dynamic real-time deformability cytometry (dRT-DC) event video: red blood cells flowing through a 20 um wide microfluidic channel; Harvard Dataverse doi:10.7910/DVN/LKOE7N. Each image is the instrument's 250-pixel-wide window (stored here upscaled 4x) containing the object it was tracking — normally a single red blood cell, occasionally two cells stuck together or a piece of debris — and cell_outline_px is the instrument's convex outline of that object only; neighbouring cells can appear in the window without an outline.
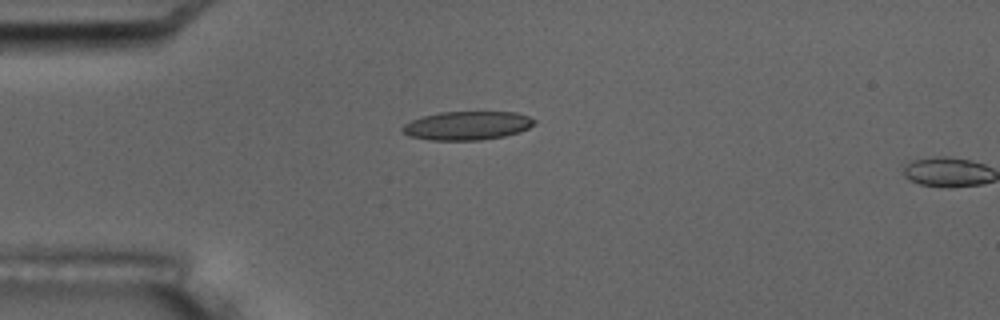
{"species": "common noctule bat (a hibernating species)", "species_latin": "Nyctalus noctula", "temperature_condition": "room temperature", "stored_images_in_passage": 5, "camera_frame_rate_fps": 3000, "um_per_image_px": 0.085, "animal": {"sex": "male", "body_mass_g": 17.5, "forearm_length_mm": 52.3}, "frame": {"image": 1, "passage_image": 4, "time_ms": 4.667, "image_size_px": [1000, 320], "cell_outline_px": [[536, 124], [520, 132], [504, 136], [480, 140], [428, 140], [408, 136], [400, 128], [404, 124], [412, 120], [424, 116], [440, 112], [516, 112], [528, 116], [536, 120]], "centroid_in_image_um": [39.72, 10.68], "position_along_channel_um": 45.3, "area_um2": 22.08}}